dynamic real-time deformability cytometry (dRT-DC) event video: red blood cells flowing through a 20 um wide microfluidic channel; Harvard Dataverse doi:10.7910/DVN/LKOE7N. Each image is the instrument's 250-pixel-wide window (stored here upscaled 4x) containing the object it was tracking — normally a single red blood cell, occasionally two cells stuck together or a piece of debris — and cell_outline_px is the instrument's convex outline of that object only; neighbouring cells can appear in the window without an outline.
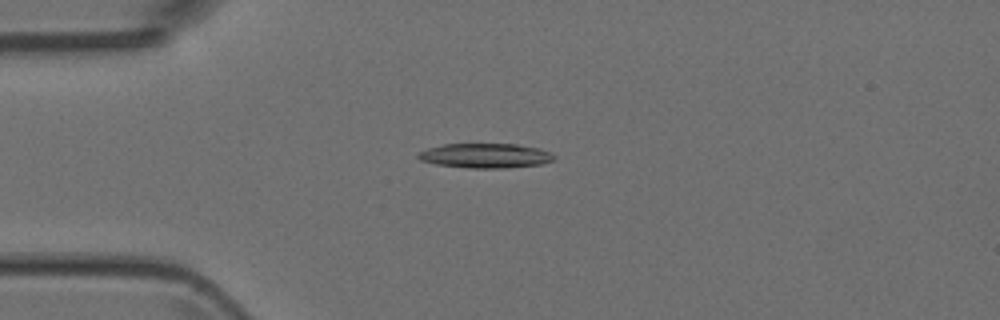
{"species": "Egyptian fruit bat (a non-hibernating species)", "species_latin": "Rousettus aegyptiacus", "temperature_condition": "room temperature", "stored_images_in_passage": 4, "camera_frame_rate_fps": 3000, "um_per_image_px": 0.085, "animal": {"sex": "female"}, "frame": {"image": 1, "passage_image": 4, "time_ms": 3.333, "image_size_px": [1000, 320], "cell_outline_px": [[556, 160], [540, 164], [504, 168], [472, 168], [436, 164], [420, 160], [416, 156], [416, 152], [428, 148], [444, 144], [516, 144], [540, 148], [552, 152], [556, 156]], "centroid_in_image_um": [41.28, 13.23], "position_along_channel_um": 43.7, "area_um2": 19.65}}